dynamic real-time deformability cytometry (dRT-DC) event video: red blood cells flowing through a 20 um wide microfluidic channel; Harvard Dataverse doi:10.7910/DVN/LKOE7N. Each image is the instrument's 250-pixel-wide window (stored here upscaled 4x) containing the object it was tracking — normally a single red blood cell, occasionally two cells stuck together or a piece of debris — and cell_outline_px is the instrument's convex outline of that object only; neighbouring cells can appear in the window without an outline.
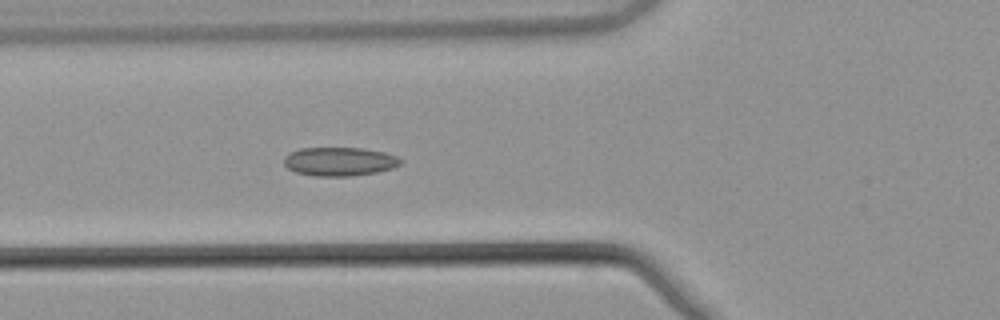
{"species": "common noctule bat (a hibernating species)", "species_latin": "Nyctalus noctula", "temperature_condition": "warm", "stored_images_in_passage": 5, "camera_frame_rate_fps": 3000, "um_per_image_px": 0.085, "animal": {"sex": "male", "body_mass_g": 21.5, "forearm_length_mm": 52.0}, "frame": {"image": 1, "passage_image": 5, "time_ms": 1.333, "image_size_px": [1000, 320], "cell_outline_px": [[404, 160], [400, 164], [392, 168], [376, 172], [352, 176], [316, 176], [296, 172], [288, 168], [284, 164], [284, 156], [300, 148], [364, 148], [384, 152], [396, 156]], "centroid_in_image_um": [28.87, 13.73], "position_along_channel_um": 96.9, "area_um2": 19.48}}